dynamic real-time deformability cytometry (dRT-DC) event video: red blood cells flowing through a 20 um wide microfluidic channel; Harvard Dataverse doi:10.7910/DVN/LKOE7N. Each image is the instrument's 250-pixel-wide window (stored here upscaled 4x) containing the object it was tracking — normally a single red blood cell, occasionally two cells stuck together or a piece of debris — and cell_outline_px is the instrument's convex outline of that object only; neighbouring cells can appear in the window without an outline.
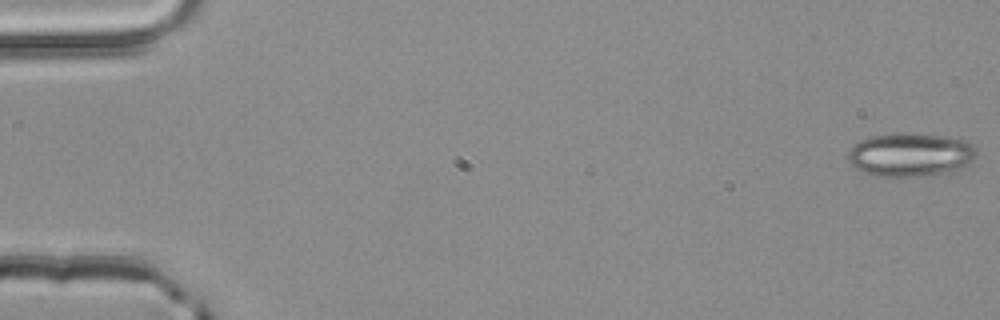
{"species": "common noctule bat (a hibernating species)", "species_latin": "Nyctalus noctula", "temperature_condition": "room temperature", "stored_images_in_passage": 52, "camera_frame_rate_fps": 3000, "um_per_image_px": 0.085, "animal": {"sex": "male", "body_mass_g": 20.4}, "frame": {"image": 1, "passage_image": 1, "time_ms": 0.0, "image_size_px": [1000, 320], "cell_outline_px": [[976, 156], [972, 160], [960, 168], [952, 172], [920, 176], [876, 176], [864, 172], [856, 168], [848, 160], [848, 152], [860, 140], [868, 136], [940, 136], [964, 140], [972, 144], [976, 148]], "centroid_in_image_um": [77.4, 13.2], "position_along_channel_um": 7.6, "area_um2": 31.44}}
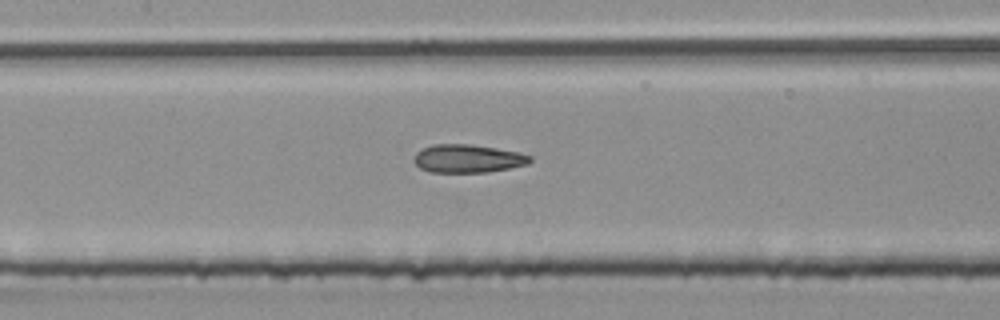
{"frame": {"image": 2, "passage_image": 25, "time_ms": 8.0, "image_size_px": [1000, 320], "cell_outline_px": [[532, 160], [528, 164], [488, 172], [428, 172], [420, 168], [412, 160], [416, 152], [432, 144], [472, 144], [520, 152], [532, 156]], "centroid_in_image_um": [39.76, 13.47], "position_along_channel_um": 167.6, "area_um2": 19.19}}
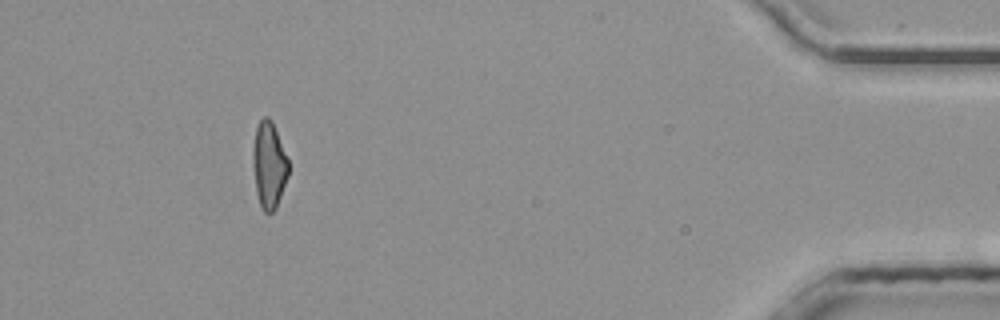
{"frame": {"image": 3, "passage_image": 48, "time_ms": 15.667, "image_size_px": [1000, 320], "cell_outline_px": [[288, 176], [276, 208], [272, 212], [264, 212], [260, 204], [256, 192], [252, 156], [252, 152], [256, 128], [260, 120], [264, 116], [268, 116], [272, 120], [288, 160]], "centroid_in_image_um": [22.86, 14.01], "position_along_channel_um": 412.3, "area_um2": 17.74}, "authors_computed_cell_mechanics": {"area_um2": 19.2185, "velocity_mm_per_s": 4.034, "shape_relaxation_time_tau1_ms": null, "shape_relaxation_time_tau2_ms": 2.2397, "deformation_change_tau1": null, "deformation_change_tau2": 0.1086}}